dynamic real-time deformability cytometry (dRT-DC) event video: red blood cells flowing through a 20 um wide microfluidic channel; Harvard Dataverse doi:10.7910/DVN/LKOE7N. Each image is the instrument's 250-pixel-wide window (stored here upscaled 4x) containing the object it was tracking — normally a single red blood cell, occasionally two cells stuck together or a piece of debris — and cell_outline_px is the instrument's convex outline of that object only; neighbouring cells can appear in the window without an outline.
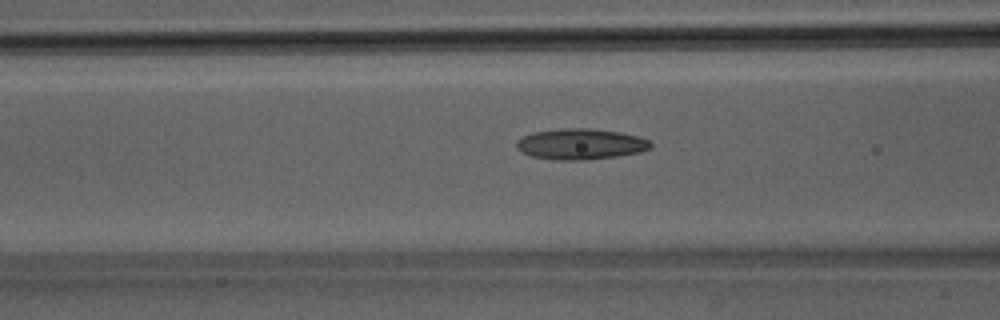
{"species": "Egyptian fruit bat (a non-hibernating species)", "species_latin": "Rousettus aegyptiacus", "temperature_condition": "room temperature", "stored_images_in_passage": 35, "camera_frame_rate_fps": 3000, "um_per_image_px": 0.085, "animal": {"sex": "male"}, "frame": {"image": 1, "passage_image": 5, "time_ms": 1.333, "image_size_px": [1000, 320], "cell_outline_px": [[652, 148], [640, 152], [616, 156], [584, 160], [556, 160], [532, 156], [520, 152], [516, 148], [516, 140], [532, 132], [560, 128], [592, 128], [620, 132], [636, 136], [648, 140], [652, 144]], "centroid_in_image_um": [49.32, 12.24], "position_along_channel_um": 117.3, "area_um2": 24.22}}
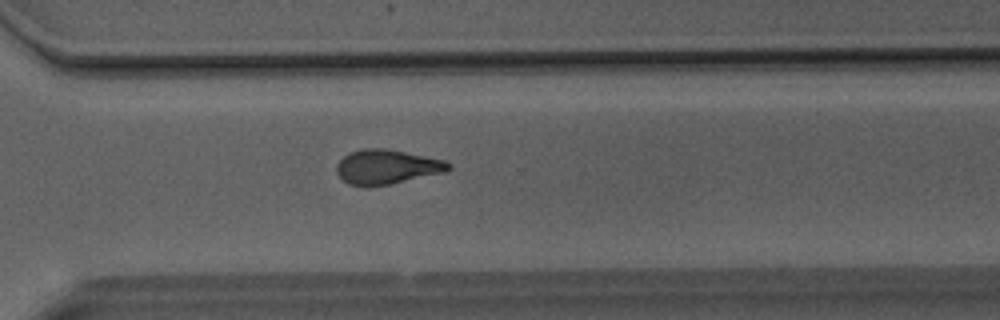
{"frame": {"image": 2, "passage_image": 21, "time_ms": 6.667, "image_size_px": [1000, 320], "cell_outline_px": [[452, 168], [448, 172], [368, 188], [348, 184], [336, 172], [336, 164], [344, 156], [352, 152], [364, 148], [384, 148], [444, 160], [452, 164]], "centroid_in_image_um": [32.89, 14.2], "position_along_channel_um": 337.7, "area_um2": 22.6}}
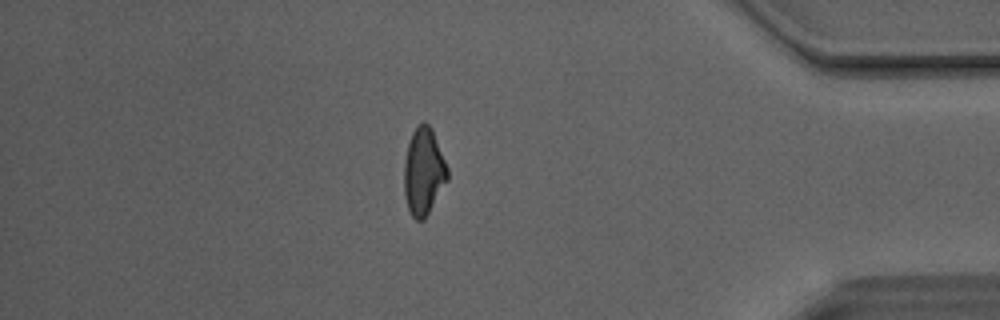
{"frame": {"image": 3, "passage_image": 28, "time_ms": 9.0, "image_size_px": [1000, 320], "cell_outline_px": [[448, 180], [424, 220], [416, 220], [412, 216], [408, 208], [404, 196], [404, 160], [408, 144], [412, 132], [416, 124], [424, 120], [432, 128], [448, 168]], "centroid_in_image_um": [36.0, 14.55], "position_along_channel_um": 399.2, "area_um2": 22.25}}